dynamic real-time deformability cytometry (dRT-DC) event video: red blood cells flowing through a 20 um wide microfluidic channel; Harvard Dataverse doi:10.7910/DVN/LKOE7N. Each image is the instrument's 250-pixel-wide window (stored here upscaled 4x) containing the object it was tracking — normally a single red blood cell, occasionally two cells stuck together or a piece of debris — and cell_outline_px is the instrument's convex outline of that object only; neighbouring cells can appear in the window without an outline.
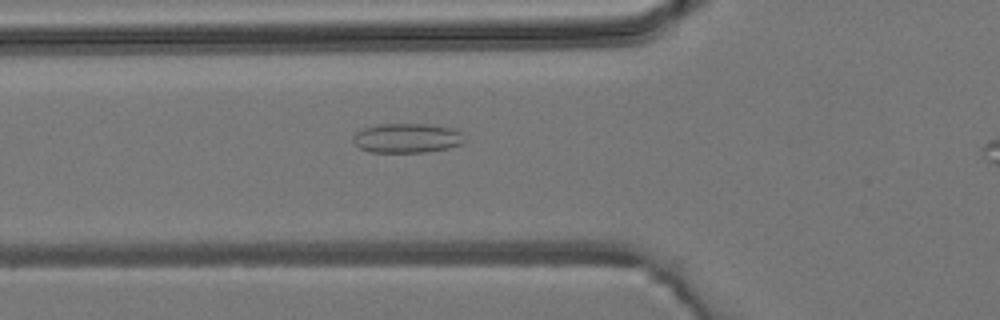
{"species": "common noctule bat (a hibernating species)", "species_latin": "Nyctalus noctula", "temperature_condition": "room temperature", "stored_images_in_passage": 7, "camera_frame_rate_fps": 3000, "um_per_image_px": 0.085, "animal": {"sex": "male", "body_mass_g": 19.2, "forearm_length_mm": 51.8}, "frame": {"image": 1, "passage_image": 6, "time_ms": 6.667, "image_size_px": [1000, 320], "cell_outline_px": [[464, 144], [448, 148], [424, 152], [372, 152], [360, 148], [352, 140], [352, 136], [356, 132], [364, 128], [380, 124], [424, 124], [452, 128], [460, 132]], "centroid_in_image_um": [34.57, 11.74], "position_along_channel_um": 91.2, "area_um2": 18.96}}